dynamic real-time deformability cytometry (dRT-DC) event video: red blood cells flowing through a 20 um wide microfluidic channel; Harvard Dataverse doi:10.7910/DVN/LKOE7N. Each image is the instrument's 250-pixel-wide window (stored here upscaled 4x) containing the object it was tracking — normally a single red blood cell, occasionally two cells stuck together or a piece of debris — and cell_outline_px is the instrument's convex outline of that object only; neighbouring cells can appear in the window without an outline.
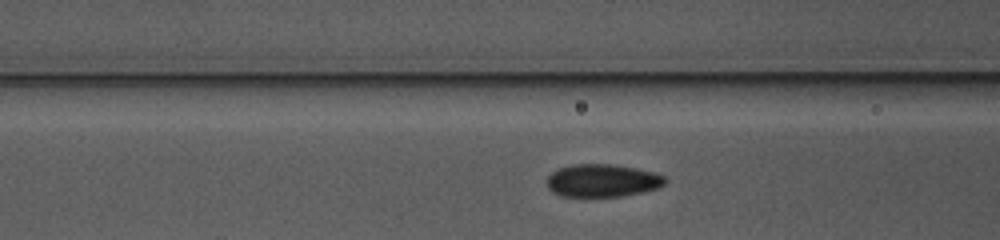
{"species": "common noctule bat (a hibernating species)", "species_latin": "Nyctalus noctula", "temperature_condition": "warm", "stored_images_in_passage": 22, "camera_frame_rate_fps": 3000, "um_per_image_px": 0.085, "animal": {"sex": "female", "body_mass_g": 10.0, "forearm_length_mm": 53.1}, "frame": {"image": 1, "passage_image": 3, "time_ms": 0.667, "image_size_px": [1000, 240], "cell_outline_px": [[660, 180], [656, 184], [640, 188], [616, 192], [576, 192], [556, 188], [552, 184], [552, 180], [556, 176], [568, 172], [588, 168], [600, 168], [652, 176]], "centroid_in_image_um": [51.16, 15.37], "position_along_channel_um": 115.4, "area_um2": 13.76}}
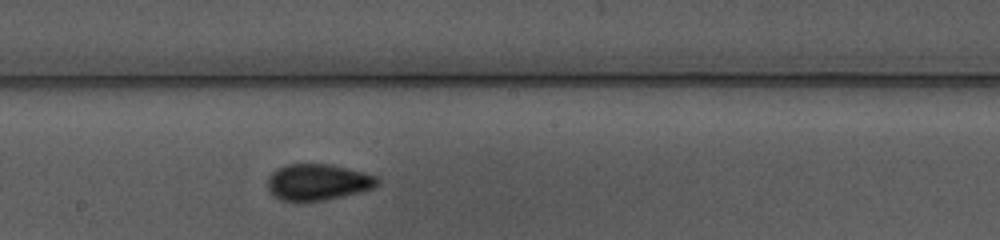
{"frame": {"image": 2, "passage_image": 11, "time_ms": 3.333, "image_size_px": [1000, 240], "cell_outline_px": [[368, 184], [336, 192], [312, 196], [288, 196], [276, 184], [276, 180], [280, 176], [348, 176], [368, 180]], "centroid_in_image_um": [26.96, 15.7], "position_along_channel_um": 221.2, "area_um2": 10.23}}
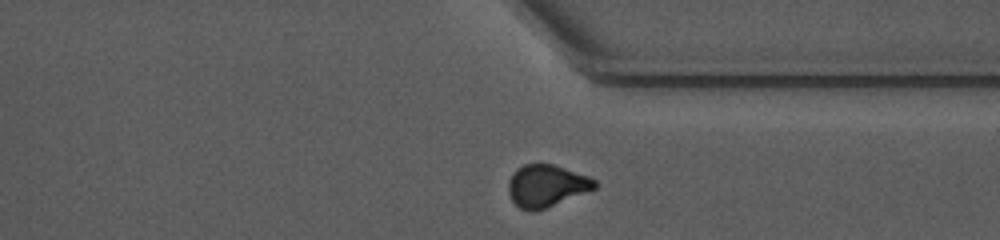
{"frame": {"image": 3, "passage_image": 22, "time_ms": 7.0, "image_size_px": [1000, 240], "cell_outline_px": [[592, 188], [536, 208], [520, 204], [516, 200], [512, 192], [512, 180], [524, 168], [540, 164], [592, 180]], "centroid_in_image_um": [46.44, 15.78], "position_along_channel_um": 365.0, "area_um2": 16.53}}